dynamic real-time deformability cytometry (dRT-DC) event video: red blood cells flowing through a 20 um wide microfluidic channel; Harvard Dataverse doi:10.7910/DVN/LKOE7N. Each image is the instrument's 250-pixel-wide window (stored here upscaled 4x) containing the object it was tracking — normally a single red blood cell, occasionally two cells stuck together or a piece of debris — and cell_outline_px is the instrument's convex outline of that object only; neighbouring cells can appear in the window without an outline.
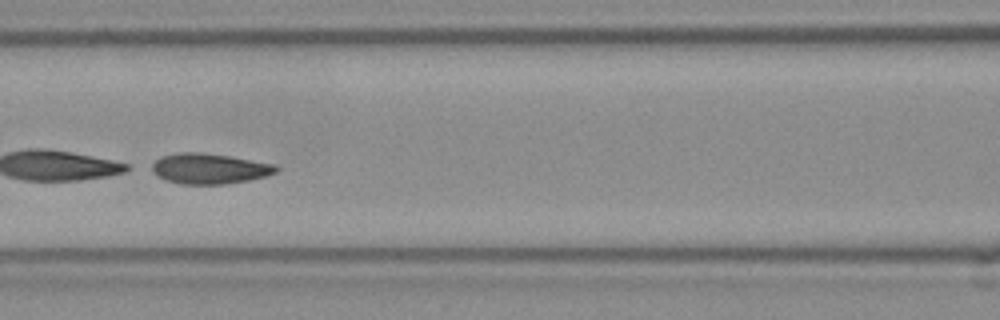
{"species": "Egyptian fruit bat (a non-hibernating species)", "species_latin": "Rousettus aegyptiacus", "temperature_condition": "room temperature", "stored_images_in_passage": 35, "camera_frame_rate_fps": 3000, "um_per_image_px": 0.085, "frame": {"image": 1, "passage_image": 11, "time_ms": 3.333, "image_size_px": [1000, 320], "cell_outline_px": [[280, 168], [276, 172], [268, 176], [248, 180], [224, 184], [184, 184], [164, 180], [152, 172], [152, 164], [160, 156], [180, 152], [200, 152], [228, 156], [276, 164]], "centroid_in_image_um": [17.8, 14.33], "position_along_channel_um": 148.8, "area_um2": 22.08}, "authors_computed_cell_mechanics": {"area_um2": 21.7328, "velocity_mm_per_s": 3.9157, "shape_relaxation_time_tau1_ms": 1.0751, "shape_relaxation_time_tau2_ms": 0.9404, "deformation_change_tau1": 0.2678, "deformation_change_tau2": 0.0675}}